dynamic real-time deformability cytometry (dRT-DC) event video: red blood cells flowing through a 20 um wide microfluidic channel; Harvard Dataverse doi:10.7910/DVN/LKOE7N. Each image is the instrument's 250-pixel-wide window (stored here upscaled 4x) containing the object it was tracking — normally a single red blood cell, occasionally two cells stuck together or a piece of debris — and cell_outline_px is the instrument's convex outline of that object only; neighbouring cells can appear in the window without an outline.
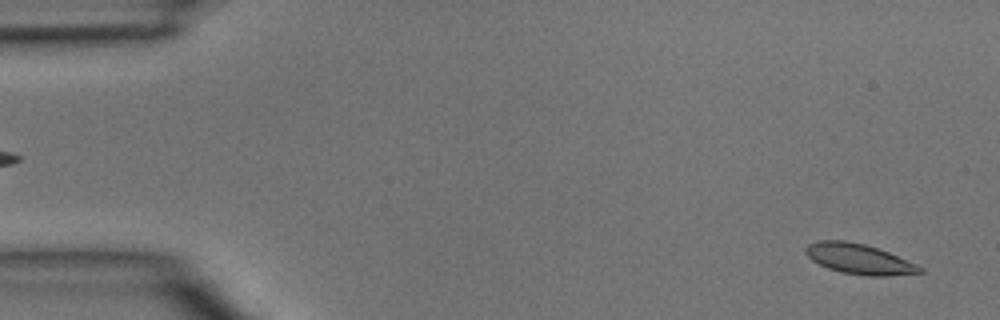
{"species": "common noctule bat (a hibernating species)", "species_latin": "Nyctalus noctula", "temperature_condition": "room temperature", "stored_images_in_passage": 47, "camera_frame_rate_fps": 3000, "um_per_image_px": 0.085, "animal": {"sex": "male", "body_mass_g": 15.6}, "frame": {"image": 1, "passage_image": 2, "time_ms": 0.333, "image_size_px": [1000, 320], "cell_outline_px": [[924, 272], [888, 276], [864, 276], [840, 272], [828, 268], [812, 260], [804, 252], [804, 248], [808, 244], [820, 240], [844, 240], [864, 244], [888, 252], [916, 264], [924, 268]], "centroid_in_image_um": [73.01, 22.02], "position_along_channel_um": 12.0, "area_um2": 20.11}}
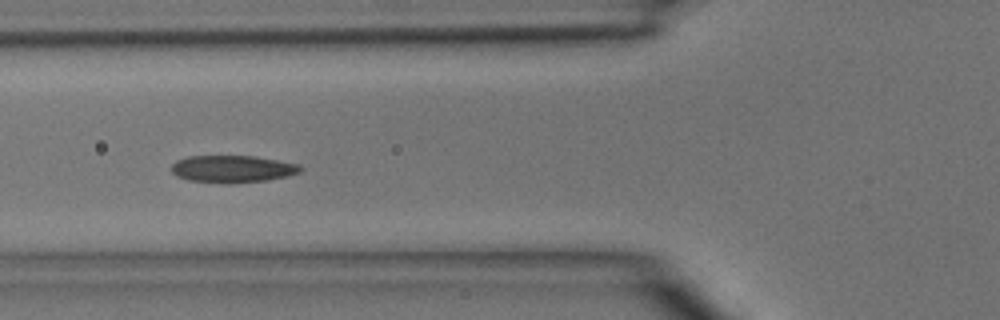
{"frame": {"image": 2, "passage_image": 17, "time_ms": 5.333, "image_size_px": [1000, 320], "cell_outline_px": [[304, 168], [300, 172], [288, 176], [268, 180], [232, 184], [188, 180], [176, 176], [172, 172], [172, 164], [176, 160], [188, 156], [256, 156], [300, 164]], "centroid_in_image_um": [19.79, 14.36], "position_along_channel_um": 106.0, "area_um2": 20.69}}
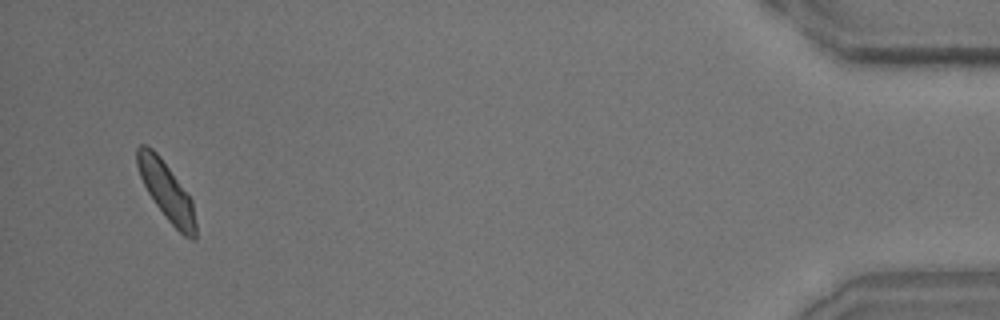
{"frame": {"image": 3, "passage_image": 45, "time_ms": 14.667, "image_size_px": [1000, 320], "cell_outline_px": [[196, 240], [192, 240], [184, 236], [168, 220], [156, 204], [148, 192], [140, 176], [136, 164], [136, 148], [140, 144], [148, 144], [160, 156], [192, 200], [196, 224]], "centroid_in_image_um": [14.14, 16.22], "position_along_channel_um": 421.1, "area_um2": 19.59}}